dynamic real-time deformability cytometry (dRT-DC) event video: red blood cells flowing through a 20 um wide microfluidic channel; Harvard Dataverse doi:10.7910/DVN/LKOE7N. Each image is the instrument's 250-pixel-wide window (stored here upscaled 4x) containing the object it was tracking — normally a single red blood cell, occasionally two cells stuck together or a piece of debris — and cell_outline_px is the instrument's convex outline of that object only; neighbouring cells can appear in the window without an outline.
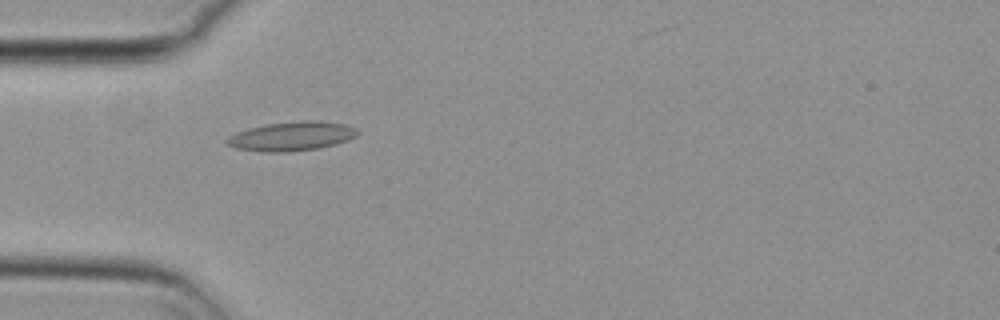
{"species": "common noctule bat (a hibernating species)", "species_latin": "Nyctalus noctula", "temperature_condition": "cold", "stored_images_in_passage": 49, "camera_frame_rate_fps": 3000, "um_per_image_px": 0.085, "animal": {"sex": "female", "body_mass_g": 29.2, "forearm_length_mm": 56.3}, "frame": {"image": 1, "passage_image": 17, "time_ms": 5.333, "image_size_px": [1000, 320], "cell_outline_px": [[360, 132], [356, 136], [348, 140], [336, 144], [320, 148], [288, 152], [264, 152], [236, 148], [228, 144], [224, 140], [228, 136], [236, 132], [248, 128], [268, 124], [300, 120], [320, 120], [344, 124], [356, 128]], "centroid_in_image_um": [24.81, 11.57], "position_along_channel_um": 60.2, "area_um2": 22.37}}
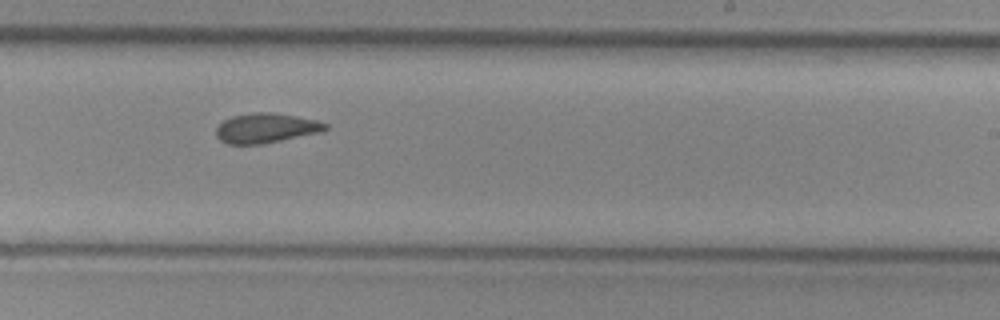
{"frame": {"image": 2, "passage_image": 34, "time_ms": 11.0, "image_size_px": [1000, 320], "cell_outline_px": [[328, 128], [324, 132], [260, 144], [228, 144], [220, 140], [216, 136], [216, 128], [224, 120], [232, 116], [256, 112], [268, 112], [296, 116], [316, 120], [328, 124]], "centroid_in_image_um": [22.63, 10.89], "position_along_channel_um": 266.4, "area_um2": 18.9}}
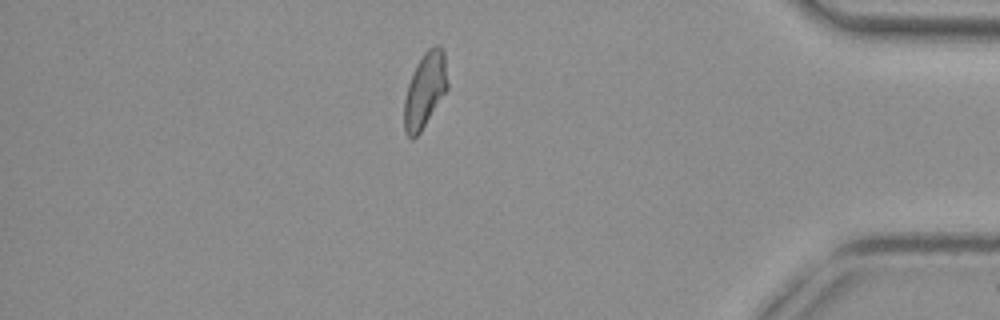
{"frame": {"image": 3, "passage_image": 48, "time_ms": 15.667, "image_size_px": [1000, 320], "cell_outline_px": [[448, 88], [420, 132], [412, 140], [404, 132], [404, 100], [408, 84], [416, 64], [424, 52], [428, 48], [436, 44], [440, 44], [444, 52], [448, 84]], "centroid_in_image_um": [36.11, 7.64], "position_along_channel_um": 399.1, "area_um2": 18.96}}